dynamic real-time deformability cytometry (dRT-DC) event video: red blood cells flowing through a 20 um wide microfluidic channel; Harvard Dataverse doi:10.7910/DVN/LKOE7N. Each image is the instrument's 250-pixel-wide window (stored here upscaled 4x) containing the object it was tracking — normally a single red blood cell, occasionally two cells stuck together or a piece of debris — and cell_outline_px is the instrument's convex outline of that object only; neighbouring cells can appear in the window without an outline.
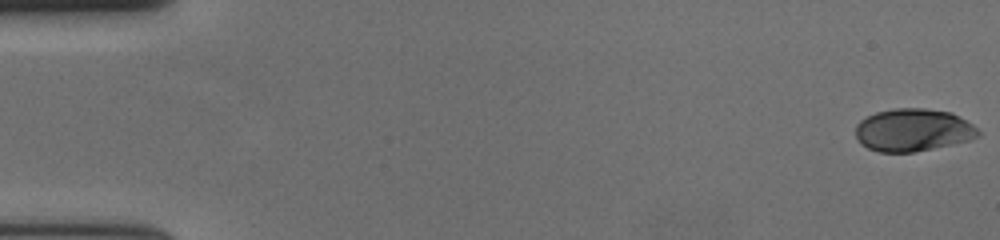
{"species": "human", "species_latin": "Homo sapiens", "temperature_condition": "cold", "stored_images_in_passage": 58, "camera_frame_rate_fps": 3000, "um_per_image_px": 0.085, "donor": {"sex": "female"}, "frame": {"image": 1, "passage_image": 1, "time_ms": 0.0, "image_size_px": [1000, 240], "cell_outline_px": [[980, 136], [968, 140], [932, 148], [912, 152], [880, 152], [868, 148], [856, 136], [856, 124], [860, 120], [876, 112], [896, 108], [924, 108], [952, 112], [972, 124], [980, 132]], "centroid_in_image_um": [77.61, 11.04], "position_along_channel_um": 7.4, "area_um2": 30.17}}
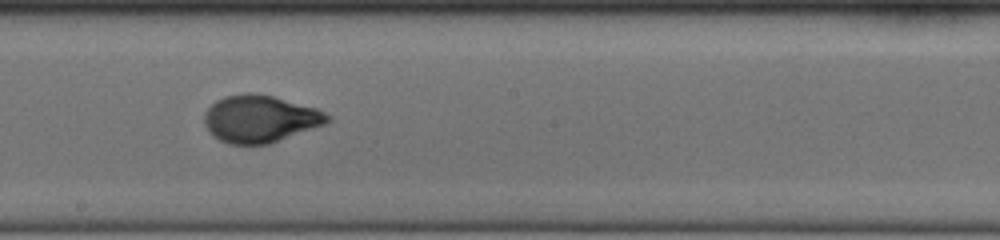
{"frame": {"image": 2, "passage_image": 33, "time_ms": 10.667, "image_size_px": [1000, 240], "cell_outline_px": [[332, 120], [324, 124], [268, 144], [228, 144], [212, 136], [208, 132], [204, 124], [204, 112], [216, 100], [224, 96], [248, 92], [256, 92], [272, 96], [316, 108], [332, 116]], "centroid_in_image_um": [22.07, 10.09], "position_along_channel_um": 226.1, "area_um2": 33.93}}
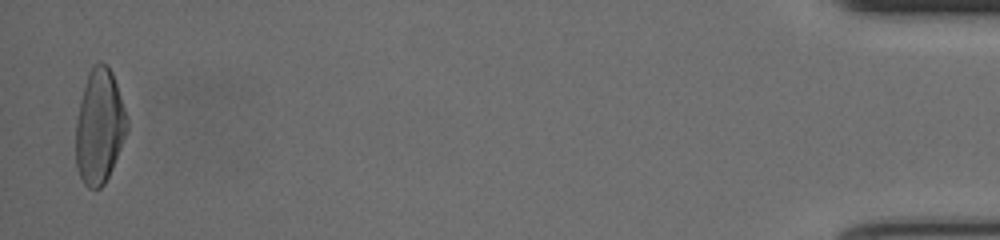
{"frame": {"image": 3, "passage_image": 57, "time_ms": 18.667, "image_size_px": [1000, 240], "cell_outline_px": [[128, 128], [112, 168], [104, 184], [100, 188], [88, 188], [84, 184], [76, 168], [76, 120], [80, 100], [88, 72], [100, 60], [112, 72], [128, 120]], "centroid_in_image_um": [8.43, 10.77], "position_along_channel_um": 426.8, "area_um2": 33.81}, "authors_computed_cell_mechanics": {"area_um2": 32.8882, "velocity_mm_per_s": 3.6681, "shape_relaxation_time_tau1_ms": 4.24, "shape_relaxation_time_tau2_ms": null, "deformation_change_tau1": 0.2059, "deformation_change_tau2": null}}